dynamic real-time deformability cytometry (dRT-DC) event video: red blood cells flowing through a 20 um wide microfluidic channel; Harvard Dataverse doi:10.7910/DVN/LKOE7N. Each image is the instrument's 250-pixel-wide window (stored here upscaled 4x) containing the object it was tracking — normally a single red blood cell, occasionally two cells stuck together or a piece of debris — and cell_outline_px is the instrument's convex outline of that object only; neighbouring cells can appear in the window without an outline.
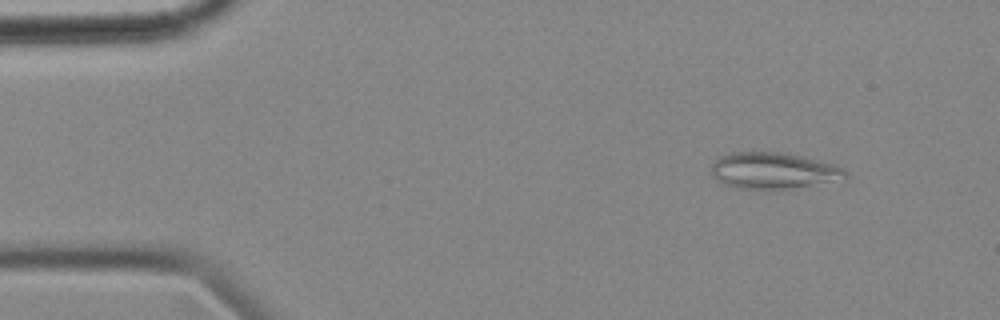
{"species": "common noctule bat (a hibernating species)", "species_latin": "Nyctalus noctula", "temperature_condition": "cold", "stored_images_in_passage": 56, "camera_frame_rate_fps": 3000, "um_per_image_px": 0.085, "animal": {"sex": "female", "body_mass_g": 18.4}, "frame": {"image": 1, "passage_image": 6, "time_ms": 1.667, "image_size_px": [1000, 320], "cell_outline_px": [[848, 176], [844, 184], [792, 188], [740, 188], [724, 184], [712, 176], [712, 164], [716, 156], [728, 152], [788, 152], [832, 164], [840, 168]], "centroid_in_image_um": [65.83, 14.51], "position_along_channel_um": 19.2, "area_um2": 29.19}}
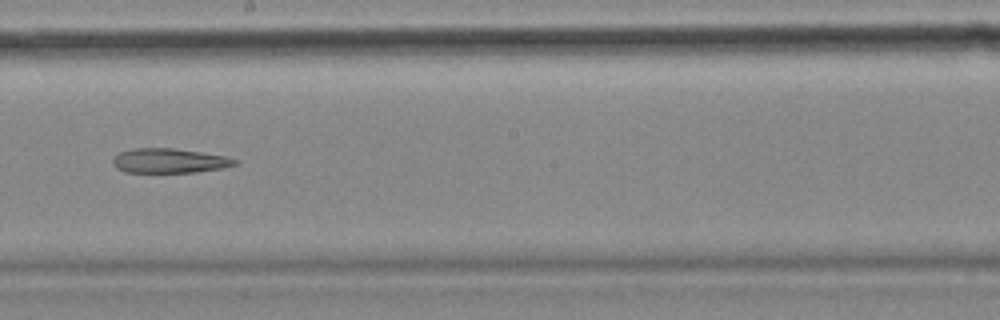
{"frame": {"image": 2, "passage_image": 31, "time_ms": 10.0, "image_size_px": [1000, 320], "cell_outline_px": [[240, 160], [236, 164], [224, 168], [196, 172], [124, 172], [116, 168], [112, 164], [112, 160], [120, 152], [132, 148], [172, 148], [200, 152], [224, 156]], "centroid_in_image_um": [14.39, 13.66], "position_along_channel_um": 233.8, "area_um2": 17.46}}
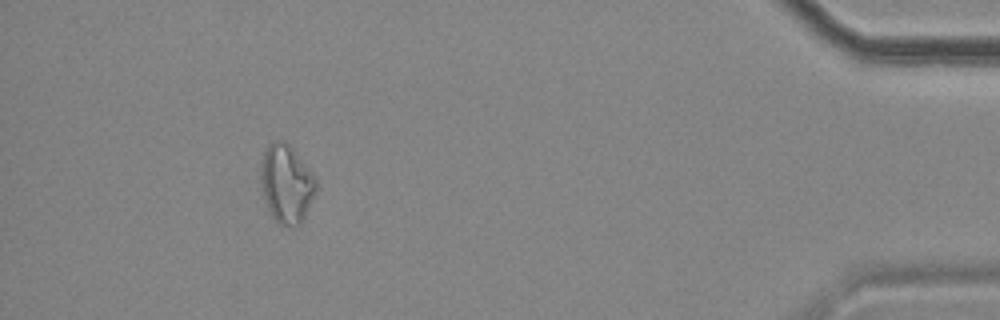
{"frame": {"image": 3, "passage_image": 51, "time_ms": 16.667, "image_size_px": [1000, 320], "cell_outline_px": [[316, 188], [304, 216], [300, 224], [280, 224], [272, 216], [268, 208], [264, 196], [260, 180], [260, 176], [264, 152], [268, 144], [276, 140], [280, 140], [288, 144], [292, 148], [312, 172], [316, 180]], "centroid_in_image_um": [24.33, 15.58], "position_along_channel_um": 410.9, "area_um2": 24.45}}